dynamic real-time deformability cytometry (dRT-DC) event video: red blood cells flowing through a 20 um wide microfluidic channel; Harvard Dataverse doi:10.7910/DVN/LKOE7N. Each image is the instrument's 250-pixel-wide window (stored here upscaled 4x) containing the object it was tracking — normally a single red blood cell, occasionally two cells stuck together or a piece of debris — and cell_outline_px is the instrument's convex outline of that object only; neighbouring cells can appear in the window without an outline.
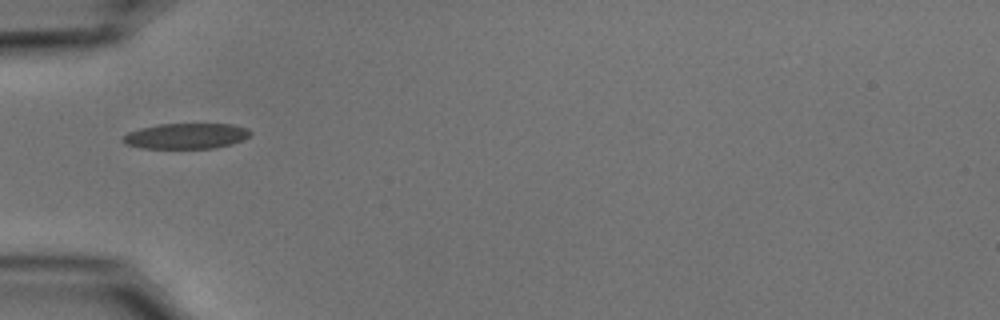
{"species": "common noctule bat (a hibernating species)", "species_latin": "Nyctalus noctula", "temperature_condition": "cold", "stored_images_in_passage": 20, "camera_frame_rate_fps": 3000, "um_per_image_px": 0.085, "animal": {"sex": "male", "body_mass_g": 15.6}, "frame": {"image": 1, "passage_image": 1, "time_ms": 0.0, "image_size_px": [1000, 320], "cell_outline_px": [[252, 132], [244, 140], [232, 144], [212, 148], [140, 148], [124, 144], [120, 140], [128, 132], [140, 128], [160, 124], [232, 124], [248, 128]], "centroid_in_image_um": [15.81, 11.56], "position_along_channel_um": 69.2, "area_um2": 19.07}}
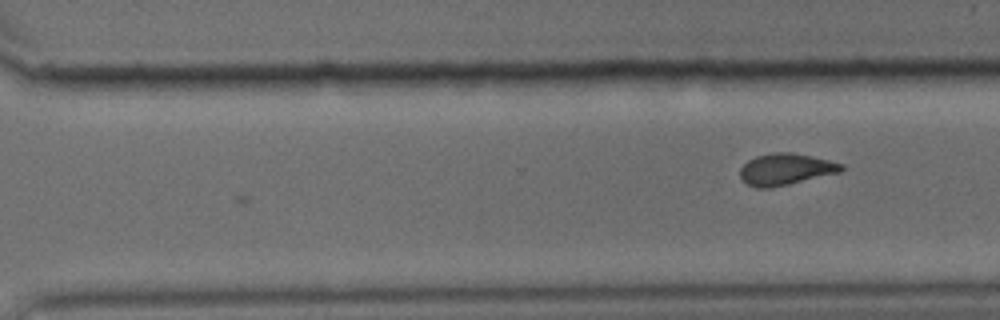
{"frame": {"image": 2, "passage_image": 20, "time_ms": 6.333, "image_size_px": [1000, 320], "cell_outline_px": [[844, 168], [840, 172], [772, 188], [756, 188], [740, 180], [740, 168], [748, 160], [756, 156], [772, 152], [792, 152], [812, 156], [844, 164]], "centroid_in_image_um": [66.75, 14.39], "position_along_channel_um": 303.8, "area_um2": 18.73}}